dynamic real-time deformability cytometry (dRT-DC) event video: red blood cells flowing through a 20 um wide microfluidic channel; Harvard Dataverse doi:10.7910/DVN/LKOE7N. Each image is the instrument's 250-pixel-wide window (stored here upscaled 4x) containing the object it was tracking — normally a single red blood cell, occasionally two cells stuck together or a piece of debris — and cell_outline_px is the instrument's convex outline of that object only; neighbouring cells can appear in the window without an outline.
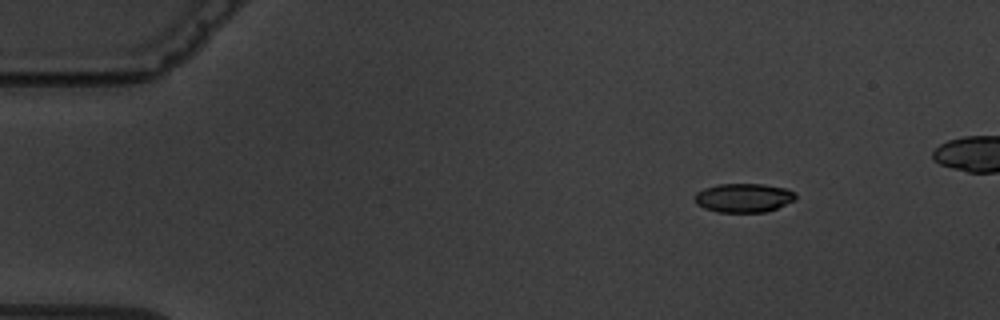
{"species": "common noctule bat (a hibernating species)", "species_latin": "Nyctalus noctula", "temperature_condition": "warm", "stored_images_in_passage": 9, "camera_frame_rate_fps": 3000, "um_per_image_px": 0.085, "animal": {"sex": "male", "body_mass_g": 19.5, "forearm_length_mm": 54.6}, "frame": {"image": 1, "passage_image": 1, "time_ms": 0.0, "image_size_px": [1000, 320], "cell_outline_px": [[796, 196], [792, 200], [776, 208], [764, 212], [720, 212], [704, 208], [696, 204], [696, 192], [704, 188], [720, 184], [764, 184], [788, 188], [796, 192]], "centroid_in_image_um": [63.21, 16.8], "position_along_channel_um": 21.8, "area_um2": 16.88}}